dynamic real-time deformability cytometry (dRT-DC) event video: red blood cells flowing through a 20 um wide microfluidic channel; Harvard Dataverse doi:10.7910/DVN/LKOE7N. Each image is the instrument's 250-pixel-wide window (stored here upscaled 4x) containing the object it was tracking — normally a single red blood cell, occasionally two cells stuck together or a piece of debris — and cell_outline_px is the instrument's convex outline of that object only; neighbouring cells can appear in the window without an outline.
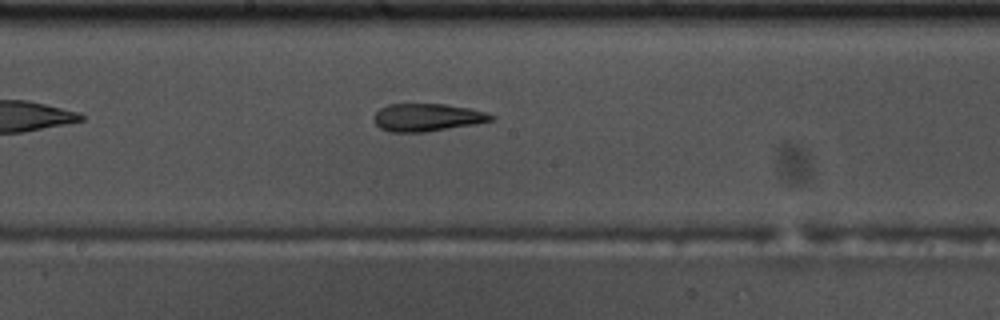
{"species": "common noctule bat (a hibernating species)", "species_latin": "Nyctalus noctula", "temperature_condition": "warm", "stored_images_in_passage": 38, "camera_frame_rate_fps": 3000, "um_per_image_px": 0.085, "animal": {"sex": "male", "body_mass_g": 17.5, "forearm_length_mm": 52.3}, "frame": {"image": 1, "passage_image": 12, "time_ms": 3.667, "image_size_px": [1000, 320], "cell_outline_px": [[496, 116], [492, 120], [476, 124], [424, 132], [392, 132], [380, 128], [372, 120], [372, 116], [380, 108], [388, 104], [444, 104], [472, 108], [488, 112]], "centroid_in_image_um": [36.32, 9.97], "position_along_channel_um": 211.9, "area_um2": 19.13}}